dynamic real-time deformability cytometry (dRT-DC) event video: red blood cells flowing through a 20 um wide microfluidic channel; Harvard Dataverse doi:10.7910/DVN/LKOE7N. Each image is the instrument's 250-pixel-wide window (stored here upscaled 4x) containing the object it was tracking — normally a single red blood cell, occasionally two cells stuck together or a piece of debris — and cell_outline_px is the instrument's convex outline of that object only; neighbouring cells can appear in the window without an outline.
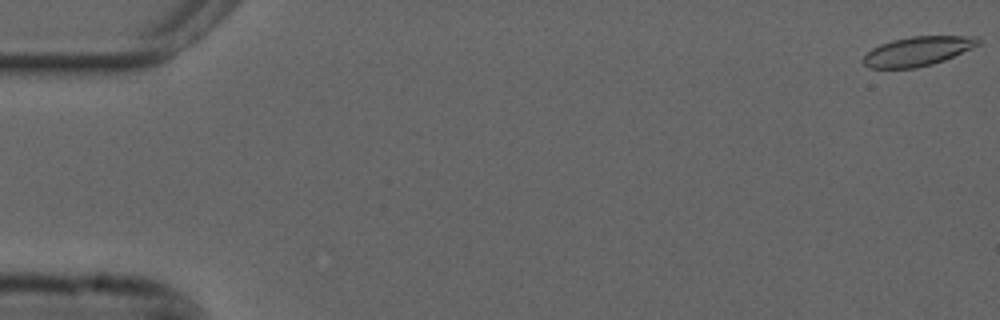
{"species": "common noctule bat (a hibernating species)", "species_latin": "Nyctalus noctula", "temperature_condition": "cold", "stored_images_in_passage": 56, "camera_frame_rate_fps": 3000, "um_per_image_px": 0.085, "animal": {"sex": "male", "forearm_length_mm": 52.5}, "frame": {"image": 1, "passage_image": 1, "time_ms": 0.0, "image_size_px": [1000, 320], "cell_outline_px": [[984, 40], [980, 44], [972, 48], [944, 60], [932, 64], [916, 68], [868, 68], [864, 64], [864, 56], [872, 48], [880, 44], [892, 40], [912, 36], [976, 36]], "centroid_in_image_um": [78.04, 4.34], "position_along_channel_um": 7.0, "area_um2": 19.65}}
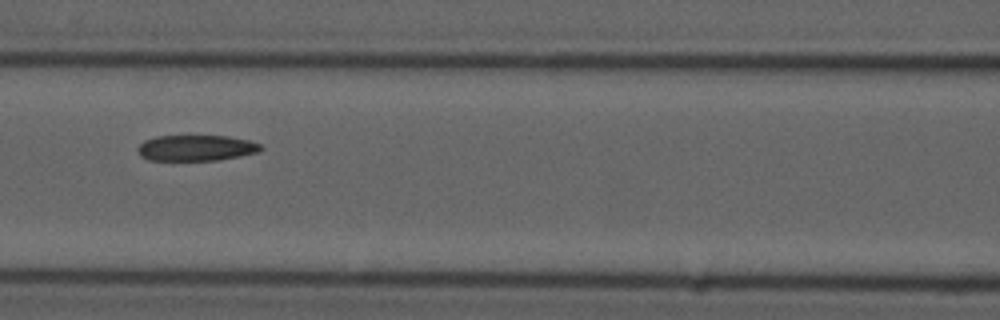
{"frame": {"image": 2, "passage_image": 25, "time_ms": 8.0, "image_size_px": [1000, 320], "cell_outline_px": [[264, 148], [260, 152], [240, 156], [216, 160], [148, 160], [140, 156], [136, 148], [144, 140], [156, 136], [228, 136], [248, 140], [260, 144]], "centroid_in_image_um": [16.66, 12.57], "position_along_channel_um": 149.9, "area_um2": 18.61}}
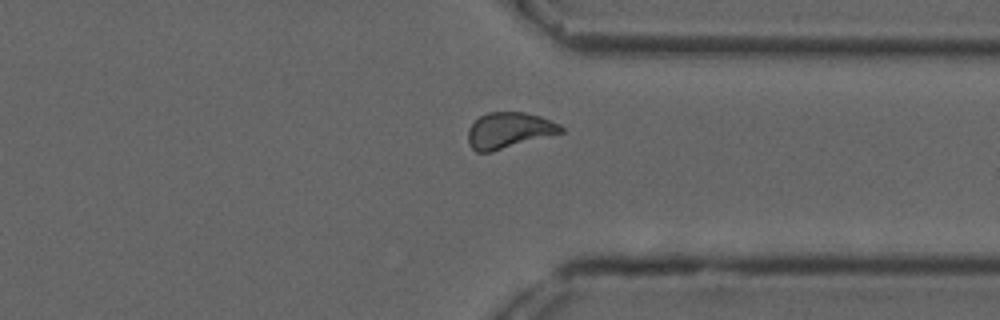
{"frame": {"image": 3, "passage_image": 43, "time_ms": 14.0, "image_size_px": [1000, 320], "cell_outline_px": [[564, 132], [492, 152], [476, 152], [468, 144], [468, 128], [480, 116], [488, 112], [524, 112], [540, 116], [560, 124], [564, 128]], "centroid_in_image_um": [43.26, 11.08], "position_along_channel_um": 368.1, "area_um2": 19.54}, "authors_computed_cell_mechanics": {"area_um2": 19.7387, "velocity_mm_per_s": 3.6572, "shape_relaxation_time_tau1_ms": 7.8861, "shape_relaxation_time_tau2_ms": 3.6424, "deformation_change_tau1": 0.1692, "deformation_change_tau2": 0.106}}